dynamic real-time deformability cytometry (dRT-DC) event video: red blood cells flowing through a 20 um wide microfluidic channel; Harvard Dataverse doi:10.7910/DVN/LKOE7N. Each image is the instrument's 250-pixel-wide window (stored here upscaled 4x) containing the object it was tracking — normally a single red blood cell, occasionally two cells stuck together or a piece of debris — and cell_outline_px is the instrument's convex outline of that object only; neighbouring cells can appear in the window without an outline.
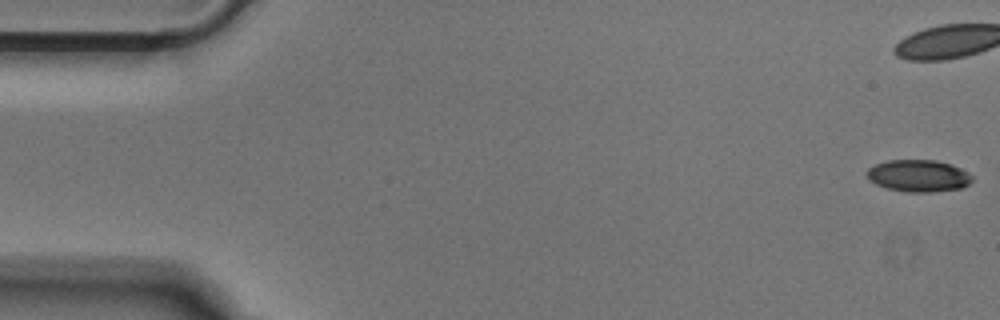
{"species": "Egyptian fruit bat (a non-hibernating species)", "species_latin": "Rousettus aegyptiacus", "temperature_condition": "cold", "stored_images_in_passage": 52, "camera_frame_rate_fps": 3000, "um_per_image_px": 0.085, "animal": {"sex": "male"}, "frame": {"image": 1, "passage_image": 1, "time_ms": 0.0, "image_size_px": [1000, 320], "cell_outline_px": [[972, 180], [968, 184], [960, 188], [932, 192], [908, 192], [888, 188], [876, 184], [868, 180], [868, 168], [876, 164], [888, 160], [936, 160], [952, 164], [960, 168], [972, 176]], "centroid_in_image_um": [78.07, 14.93], "position_along_channel_um": 6.9, "area_um2": 19.48}}